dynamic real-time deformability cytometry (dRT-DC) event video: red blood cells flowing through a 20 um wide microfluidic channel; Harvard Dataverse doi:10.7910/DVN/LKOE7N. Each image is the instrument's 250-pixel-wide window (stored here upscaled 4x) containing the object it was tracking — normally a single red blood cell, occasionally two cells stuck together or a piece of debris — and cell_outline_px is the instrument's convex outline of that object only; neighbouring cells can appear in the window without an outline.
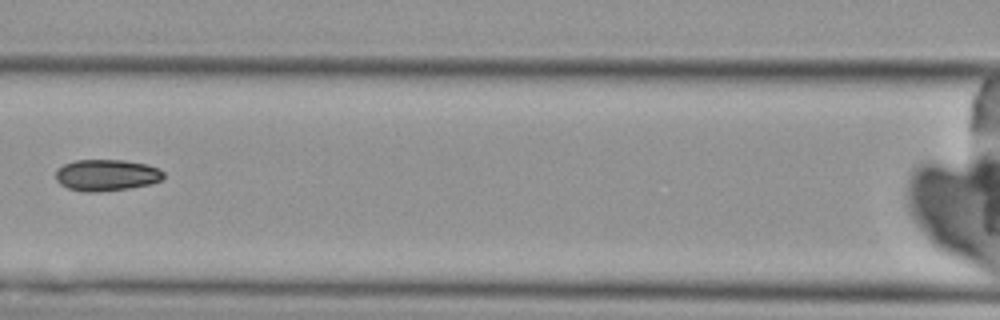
{"species": "Egyptian fruit bat (a non-hibernating species)", "species_latin": "Rousettus aegyptiacus", "temperature_condition": "cold", "stored_images_in_passage": 3, "camera_frame_rate_fps": 3000, "um_per_image_px": 0.085, "animal": {"sex": "female"}, "frame": {"image": 1, "passage_image": 3, "time_ms": 2.333, "image_size_px": [1000, 320], "cell_outline_px": [[164, 176], [160, 180], [152, 184], [128, 188], [96, 192], [84, 192], [68, 188], [60, 184], [56, 180], [56, 168], [64, 164], [76, 160], [124, 160], [148, 164], [160, 168], [164, 172]], "centroid_in_image_um": [9.06, 14.88], "position_along_channel_um": 157.5, "area_um2": 19.94}}